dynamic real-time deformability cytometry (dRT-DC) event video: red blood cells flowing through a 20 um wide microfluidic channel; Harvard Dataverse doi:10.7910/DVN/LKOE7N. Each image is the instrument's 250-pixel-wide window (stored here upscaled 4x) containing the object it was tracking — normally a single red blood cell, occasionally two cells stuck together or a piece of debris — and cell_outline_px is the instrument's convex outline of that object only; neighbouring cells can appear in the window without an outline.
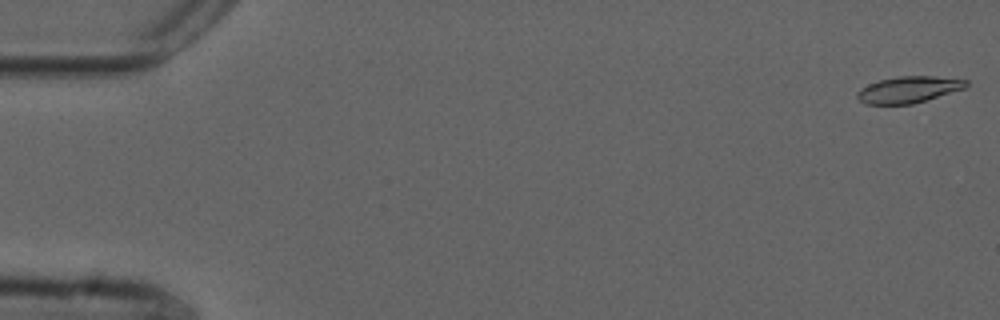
{"species": "common noctule bat (a hibernating species)", "species_latin": "Nyctalus noctula", "temperature_condition": "cold", "stored_images_in_passage": 55, "camera_frame_rate_fps": 3000, "um_per_image_px": 0.085, "animal": {"sex": "male", "forearm_length_mm": 52.5}, "frame": {"image": 1, "passage_image": 1, "time_ms": 0.0, "image_size_px": [1000, 320], "cell_outline_px": [[968, 84], [964, 88], [912, 104], [864, 104], [856, 96], [856, 92], [860, 88], [868, 84], [880, 80], [900, 76], [932, 76], [968, 80]], "centroid_in_image_um": [77.18, 7.61], "position_along_channel_um": 7.8, "area_um2": 16.59}}
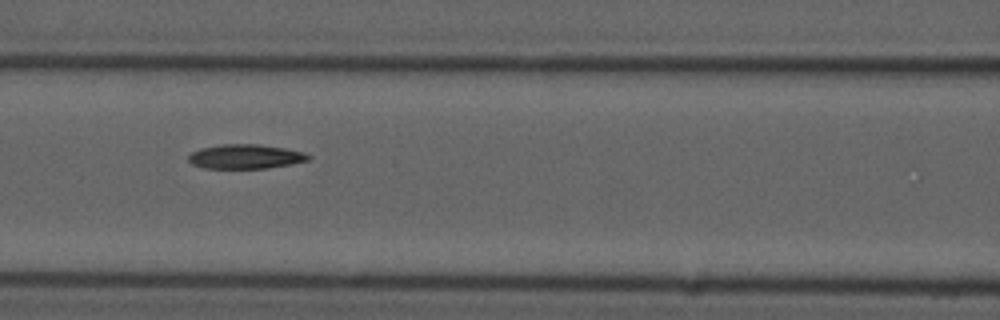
{"frame": {"image": 2, "passage_image": 24, "time_ms": 7.667, "image_size_px": [1000, 320], "cell_outline_px": [[312, 156], [308, 160], [292, 164], [268, 168], [204, 168], [192, 164], [188, 160], [188, 156], [192, 152], [200, 148], [220, 144], [260, 144], [284, 148], [304, 152]], "centroid_in_image_um": [20.86, 13.3], "position_along_channel_um": 145.7, "area_um2": 17.11}}
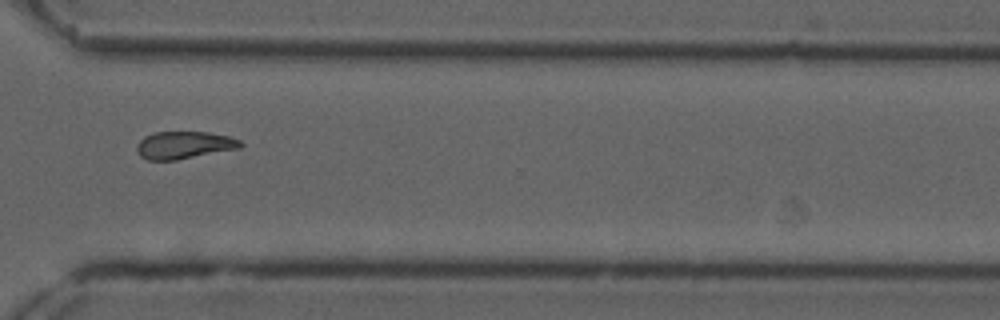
{"frame": {"image": 3, "passage_image": 41, "time_ms": 13.333, "image_size_px": [1000, 320], "cell_outline_px": [[244, 144], [240, 148], [176, 160], [148, 160], [140, 156], [136, 148], [136, 144], [144, 136], [156, 132], [208, 132], [228, 136], [240, 140]], "centroid_in_image_um": [15.64, 12.33], "position_along_channel_um": 355.0, "area_um2": 16.59}, "authors_computed_cell_mechanics": {"area_um2": 16.9354, "velocity_mm_per_s": 3.7029, "shape_relaxation_time_tau1_ms": 8.8996, "shape_relaxation_time_tau2_ms": 7.1389, "deformation_change_tau1": 0.1774, "deformation_change_tau2": 0.1388}}